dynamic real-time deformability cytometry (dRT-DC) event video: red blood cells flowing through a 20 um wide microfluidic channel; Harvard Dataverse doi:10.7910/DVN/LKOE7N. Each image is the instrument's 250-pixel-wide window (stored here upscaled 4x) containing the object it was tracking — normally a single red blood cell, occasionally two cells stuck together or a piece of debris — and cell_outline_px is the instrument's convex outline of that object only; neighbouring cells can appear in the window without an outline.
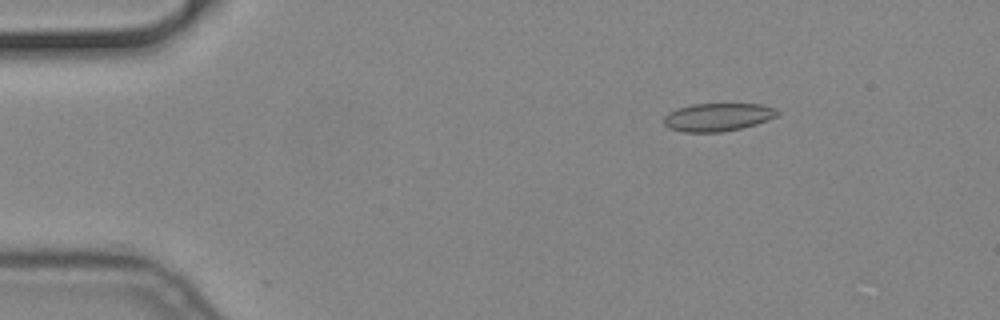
{"species": "common noctule bat (a hibernating species)", "species_latin": "Nyctalus noctula", "temperature_condition": "cold", "stored_images_in_passage": 49, "camera_frame_rate_fps": 3000, "um_per_image_px": 0.085, "animal": {"sex": "male", "body_mass_g": 19.2, "forearm_length_mm": 51.8}, "frame": {"image": 1, "passage_image": 1, "time_ms": 0.0, "image_size_px": [1000, 320], "cell_outline_px": [[780, 112], [776, 116], [768, 120], [756, 124], [740, 128], [720, 132], [684, 132], [668, 128], [664, 124], [664, 116], [668, 112], [676, 108], [692, 104], [764, 104], [776, 108]], "centroid_in_image_um": [61.0, 9.95], "position_along_channel_um": 24.0, "area_um2": 18.67}}
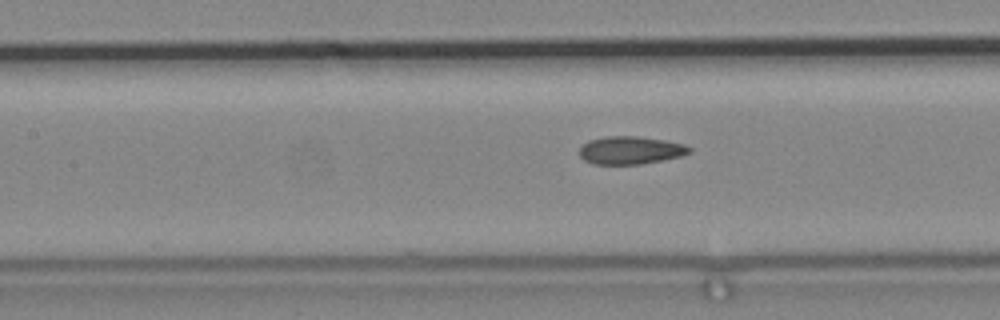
{"frame": {"image": 2, "passage_image": 18, "time_ms": 5.667, "image_size_px": [1000, 320], "cell_outline_px": [[692, 152], [680, 156], [640, 164], [592, 164], [584, 160], [580, 156], [580, 148], [588, 140], [608, 136], [636, 136], [664, 140], [684, 144], [692, 148]], "centroid_in_image_um": [53.58, 12.77], "position_along_channel_um": 153.8, "area_um2": 17.74}}
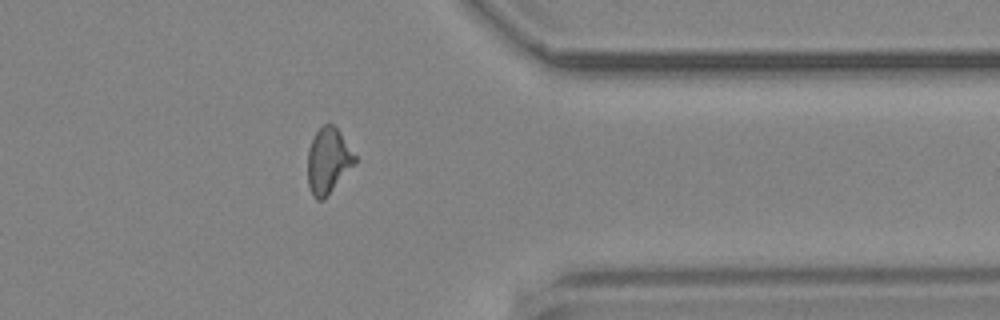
{"frame": {"image": 3, "passage_image": 38, "time_ms": 12.333, "image_size_px": [1000, 320], "cell_outline_px": [[356, 160], [324, 200], [316, 200], [312, 196], [308, 184], [308, 148], [316, 132], [324, 124], [332, 124], [340, 132], [356, 156]], "centroid_in_image_um": [27.87, 13.67], "position_along_channel_um": 383.5, "area_um2": 17.69}}